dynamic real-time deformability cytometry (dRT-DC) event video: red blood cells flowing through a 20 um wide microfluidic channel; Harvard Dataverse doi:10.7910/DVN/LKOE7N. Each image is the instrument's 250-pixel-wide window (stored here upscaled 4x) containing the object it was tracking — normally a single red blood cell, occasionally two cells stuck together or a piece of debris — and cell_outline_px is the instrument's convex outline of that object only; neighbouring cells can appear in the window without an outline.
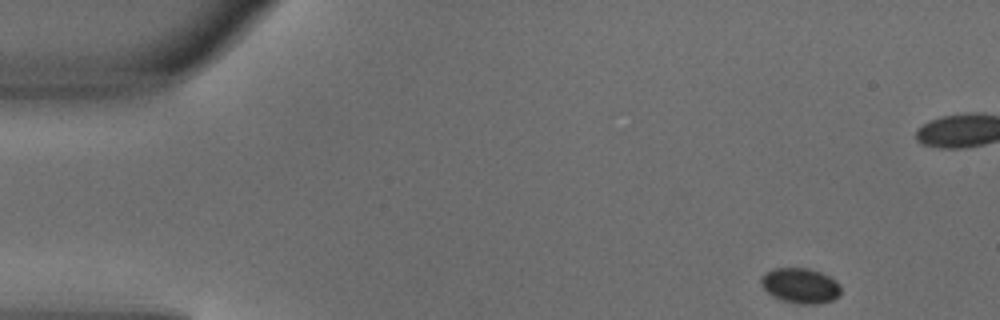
{"species": "common noctule bat (a hibernating species)", "species_latin": "Nyctalus noctula", "temperature_condition": "warm", "stored_images_in_passage": 5, "camera_frame_rate_fps": 3000, "um_per_image_px": 0.085, "animal": {"sex": "male", "body_mass_g": 18.8}, "frame": {"image": 1, "passage_image": 1, "time_ms": 0.0, "image_size_px": [1000, 320], "cell_outline_px": [[840, 296], [832, 300], [816, 304], [800, 304], [784, 300], [772, 296], [760, 284], [760, 276], [764, 272], [772, 268], [808, 268], [820, 272], [836, 280], [840, 284]], "centroid_in_image_um": [68.02, 24.26], "position_along_channel_um": 17.0, "area_um2": 16.47}}